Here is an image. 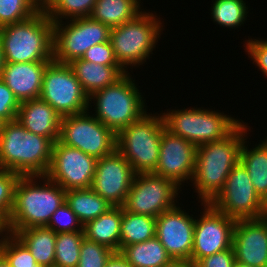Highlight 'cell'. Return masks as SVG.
Masks as SVG:
<instances>
[{"label":"cell","instance_id":"cell-1","mask_svg":"<svg viewBox=\"0 0 267 267\" xmlns=\"http://www.w3.org/2000/svg\"><path fill=\"white\" fill-rule=\"evenodd\" d=\"M243 123L224 139L197 147L192 183L201 202L209 203L218 194L239 162L240 149L248 132Z\"/></svg>","mask_w":267,"mask_h":267},{"label":"cell","instance_id":"cell-2","mask_svg":"<svg viewBox=\"0 0 267 267\" xmlns=\"http://www.w3.org/2000/svg\"><path fill=\"white\" fill-rule=\"evenodd\" d=\"M54 142L27 131L19 121L4 123L0 134V168L20 176H46Z\"/></svg>","mask_w":267,"mask_h":267},{"label":"cell","instance_id":"cell-3","mask_svg":"<svg viewBox=\"0 0 267 267\" xmlns=\"http://www.w3.org/2000/svg\"><path fill=\"white\" fill-rule=\"evenodd\" d=\"M35 178L45 183L39 185ZM65 194L66 191L47 176H20L6 232L14 234L25 228L47 226L52 214L65 202Z\"/></svg>","mask_w":267,"mask_h":267},{"label":"cell","instance_id":"cell-4","mask_svg":"<svg viewBox=\"0 0 267 267\" xmlns=\"http://www.w3.org/2000/svg\"><path fill=\"white\" fill-rule=\"evenodd\" d=\"M0 38L5 62L53 60V22L45 9L24 21L2 26Z\"/></svg>","mask_w":267,"mask_h":267},{"label":"cell","instance_id":"cell-5","mask_svg":"<svg viewBox=\"0 0 267 267\" xmlns=\"http://www.w3.org/2000/svg\"><path fill=\"white\" fill-rule=\"evenodd\" d=\"M163 116L147 113L116 134V149L137 173L154 172L159 160L160 140L165 130Z\"/></svg>","mask_w":267,"mask_h":267},{"label":"cell","instance_id":"cell-6","mask_svg":"<svg viewBox=\"0 0 267 267\" xmlns=\"http://www.w3.org/2000/svg\"><path fill=\"white\" fill-rule=\"evenodd\" d=\"M129 73L114 84L93 93L89 97L96 103L95 118L116 134L131 123L141 119L147 112L138 88Z\"/></svg>","mask_w":267,"mask_h":267},{"label":"cell","instance_id":"cell-7","mask_svg":"<svg viewBox=\"0 0 267 267\" xmlns=\"http://www.w3.org/2000/svg\"><path fill=\"white\" fill-rule=\"evenodd\" d=\"M162 116L167 131L190 141L196 147L224 139L241 123L224 113L195 107L171 110Z\"/></svg>","mask_w":267,"mask_h":267},{"label":"cell","instance_id":"cell-8","mask_svg":"<svg viewBox=\"0 0 267 267\" xmlns=\"http://www.w3.org/2000/svg\"><path fill=\"white\" fill-rule=\"evenodd\" d=\"M157 18L153 13L141 12L134 19L110 30L109 41L115 58L124 69L128 65L146 62L163 29L160 18Z\"/></svg>","mask_w":267,"mask_h":267},{"label":"cell","instance_id":"cell-9","mask_svg":"<svg viewBox=\"0 0 267 267\" xmlns=\"http://www.w3.org/2000/svg\"><path fill=\"white\" fill-rule=\"evenodd\" d=\"M209 204L234 220L267 216V204L255 192L250 176L240 162L233 167L223 188Z\"/></svg>","mask_w":267,"mask_h":267},{"label":"cell","instance_id":"cell-10","mask_svg":"<svg viewBox=\"0 0 267 267\" xmlns=\"http://www.w3.org/2000/svg\"><path fill=\"white\" fill-rule=\"evenodd\" d=\"M61 23H53V60L56 62L69 64L81 59L92 46L109 41L111 29L90 17L70 19L66 26Z\"/></svg>","mask_w":267,"mask_h":267},{"label":"cell","instance_id":"cell-11","mask_svg":"<svg viewBox=\"0 0 267 267\" xmlns=\"http://www.w3.org/2000/svg\"><path fill=\"white\" fill-rule=\"evenodd\" d=\"M40 99L62 117L89 111V97L69 64L50 61L44 71Z\"/></svg>","mask_w":267,"mask_h":267},{"label":"cell","instance_id":"cell-12","mask_svg":"<svg viewBox=\"0 0 267 267\" xmlns=\"http://www.w3.org/2000/svg\"><path fill=\"white\" fill-rule=\"evenodd\" d=\"M116 133L89 112L64 116L59 142L100 159L116 150Z\"/></svg>","mask_w":267,"mask_h":267},{"label":"cell","instance_id":"cell-13","mask_svg":"<svg viewBox=\"0 0 267 267\" xmlns=\"http://www.w3.org/2000/svg\"><path fill=\"white\" fill-rule=\"evenodd\" d=\"M179 186L172 180L151 173L134 176L123 208L133 214L158 217L176 206Z\"/></svg>","mask_w":267,"mask_h":267},{"label":"cell","instance_id":"cell-14","mask_svg":"<svg viewBox=\"0 0 267 267\" xmlns=\"http://www.w3.org/2000/svg\"><path fill=\"white\" fill-rule=\"evenodd\" d=\"M96 162L95 157L56 141L46 176L65 191L88 189L92 186Z\"/></svg>","mask_w":267,"mask_h":267},{"label":"cell","instance_id":"cell-15","mask_svg":"<svg viewBox=\"0 0 267 267\" xmlns=\"http://www.w3.org/2000/svg\"><path fill=\"white\" fill-rule=\"evenodd\" d=\"M204 212L195 221L190 262L195 266L202 258L232 248L236 220L202 202Z\"/></svg>","mask_w":267,"mask_h":267},{"label":"cell","instance_id":"cell-16","mask_svg":"<svg viewBox=\"0 0 267 267\" xmlns=\"http://www.w3.org/2000/svg\"><path fill=\"white\" fill-rule=\"evenodd\" d=\"M135 174L130 163L116 149L97 159L91 188L113 206H123Z\"/></svg>","mask_w":267,"mask_h":267},{"label":"cell","instance_id":"cell-17","mask_svg":"<svg viewBox=\"0 0 267 267\" xmlns=\"http://www.w3.org/2000/svg\"><path fill=\"white\" fill-rule=\"evenodd\" d=\"M196 219L178 206L156 217V237L172 260L190 262Z\"/></svg>","mask_w":267,"mask_h":267},{"label":"cell","instance_id":"cell-18","mask_svg":"<svg viewBox=\"0 0 267 267\" xmlns=\"http://www.w3.org/2000/svg\"><path fill=\"white\" fill-rule=\"evenodd\" d=\"M196 151L197 147L190 141L165 129L160 140L158 164L153 173L174 181L179 187L188 179L192 181Z\"/></svg>","mask_w":267,"mask_h":267},{"label":"cell","instance_id":"cell-19","mask_svg":"<svg viewBox=\"0 0 267 267\" xmlns=\"http://www.w3.org/2000/svg\"><path fill=\"white\" fill-rule=\"evenodd\" d=\"M232 248L236 262L251 267H267V216L236 220Z\"/></svg>","mask_w":267,"mask_h":267},{"label":"cell","instance_id":"cell-20","mask_svg":"<svg viewBox=\"0 0 267 267\" xmlns=\"http://www.w3.org/2000/svg\"><path fill=\"white\" fill-rule=\"evenodd\" d=\"M50 61L5 62L0 78L19 102L40 97L44 71Z\"/></svg>","mask_w":267,"mask_h":267},{"label":"cell","instance_id":"cell-21","mask_svg":"<svg viewBox=\"0 0 267 267\" xmlns=\"http://www.w3.org/2000/svg\"><path fill=\"white\" fill-rule=\"evenodd\" d=\"M16 119L29 132L59 140L62 116L40 98L20 102Z\"/></svg>","mask_w":267,"mask_h":267},{"label":"cell","instance_id":"cell-22","mask_svg":"<svg viewBox=\"0 0 267 267\" xmlns=\"http://www.w3.org/2000/svg\"><path fill=\"white\" fill-rule=\"evenodd\" d=\"M85 94L90 97L93 93L114 84L127 69L122 66H106L94 62L77 59L69 63Z\"/></svg>","mask_w":267,"mask_h":267},{"label":"cell","instance_id":"cell-23","mask_svg":"<svg viewBox=\"0 0 267 267\" xmlns=\"http://www.w3.org/2000/svg\"><path fill=\"white\" fill-rule=\"evenodd\" d=\"M121 221L122 206H113L83 226L84 236L89 241L104 245L114 252H120Z\"/></svg>","mask_w":267,"mask_h":267},{"label":"cell","instance_id":"cell-24","mask_svg":"<svg viewBox=\"0 0 267 267\" xmlns=\"http://www.w3.org/2000/svg\"><path fill=\"white\" fill-rule=\"evenodd\" d=\"M29 249L39 265L54 267L56 235L46 226L30 227L14 233Z\"/></svg>","mask_w":267,"mask_h":267},{"label":"cell","instance_id":"cell-25","mask_svg":"<svg viewBox=\"0 0 267 267\" xmlns=\"http://www.w3.org/2000/svg\"><path fill=\"white\" fill-rule=\"evenodd\" d=\"M244 139L239 162L250 176L255 192L267 204V140L249 150Z\"/></svg>","mask_w":267,"mask_h":267},{"label":"cell","instance_id":"cell-26","mask_svg":"<svg viewBox=\"0 0 267 267\" xmlns=\"http://www.w3.org/2000/svg\"><path fill=\"white\" fill-rule=\"evenodd\" d=\"M140 8V0H97L90 18L112 29L134 19Z\"/></svg>","mask_w":267,"mask_h":267},{"label":"cell","instance_id":"cell-27","mask_svg":"<svg viewBox=\"0 0 267 267\" xmlns=\"http://www.w3.org/2000/svg\"><path fill=\"white\" fill-rule=\"evenodd\" d=\"M65 202L77 215L83 226L113 207L92 188L67 190Z\"/></svg>","mask_w":267,"mask_h":267},{"label":"cell","instance_id":"cell-28","mask_svg":"<svg viewBox=\"0 0 267 267\" xmlns=\"http://www.w3.org/2000/svg\"><path fill=\"white\" fill-rule=\"evenodd\" d=\"M120 254L131 267H162L172 261L156 236L141 243L125 246Z\"/></svg>","mask_w":267,"mask_h":267},{"label":"cell","instance_id":"cell-29","mask_svg":"<svg viewBox=\"0 0 267 267\" xmlns=\"http://www.w3.org/2000/svg\"><path fill=\"white\" fill-rule=\"evenodd\" d=\"M120 251L128 245L137 244L156 236V218L148 215L133 214L122 206L120 228Z\"/></svg>","mask_w":267,"mask_h":267},{"label":"cell","instance_id":"cell-30","mask_svg":"<svg viewBox=\"0 0 267 267\" xmlns=\"http://www.w3.org/2000/svg\"><path fill=\"white\" fill-rule=\"evenodd\" d=\"M84 231L57 233L54 267H77Z\"/></svg>","mask_w":267,"mask_h":267},{"label":"cell","instance_id":"cell-31","mask_svg":"<svg viewBox=\"0 0 267 267\" xmlns=\"http://www.w3.org/2000/svg\"><path fill=\"white\" fill-rule=\"evenodd\" d=\"M96 1L97 0H53L45 8V11L53 23L62 22L63 18L75 19L90 17Z\"/></svg>","mask_w":267,"mask_h":267},{"label":"cell","instance_id":"cell-32","mask_svg":"<svg viewBox=\"0 0 267 267\" xmlns=\"http://www.w3.org/2000/svg\"><path fill=\"white\" fill-rule=\"evenodd\" d=\"M247 9L243 0H215L211 14L213 21L221 27L233 29L244 23L248 13Z\"/></svg>","mask_w":267,"mask_h":267},{"label":"cell","instance_id":"cell-33","mask_svg":"<svg viewBox=\"0 0 267 267\" xmlns=\"http://www.w3.org/2000/svg\"><path fill=\"white\" fill-rule=\"evenodd\" d=\"M0 253L11 267H36L38 265L25 244L15 234L9 232L0 239Z\"/></svg>","mask_w":267,"mask_h":267},{"label":"cell","instance_id":"cell-34","mask_svg":"<svg viewBox=\"0 0 267 267\" xmlns=\"http://www.w3.org/2000/svg\"><path fill=\"white\" fill-rule=\"evenodd\" d=\"M39 10L37 0H0V25L24 21Z\"/></svg>","mask_w":267,"mask_h":267},{"label":"cell","instance_id":"cell-35","mask_svg":"<svg viewBox=\"0 0 267 267\" xmlns=\"http://www.w3.org/2000/svg\"><path fill=\"white\" fill-rule=\"evenodd\" d=\"M20 175L0 168V221L7 226L15 196V186Z\"/></svg>","mask_w":267,"mask_h":267},{"label":"cell","instance_id":"cell-36","mask_svg":"<svg viewBox=\"0 0 267 267\" xmlns=\"http://www.w3.org/2000/svg\"><path fill=\"white\" fill-rule=\"evenodd\" d=\"M113 253L114 251L110 248L84 238L77 267H105Z\"/></svg>","mask_w":267,"mask_h":267},{"label":"cell","instance_id":"cell-37","mask_svg":"<svg viewBox=\"0 0 267 267\" xmlns=\"http://www.w3.org/2000/svg\"><path fill=\"white\" fill-rule=\"evenodd\" d=\"M46 227L55 233L83 231L82 223L66 202L62 203L52 214Z\"/></svg>","mask_w":267,"mask_h":267},{"label":"cell","instance_id":"cell-38","mask_svg":"<svg viewBox=\"0 0 267 267\" xmlns=\"http://www.w3.org/2000/svg\"><path fill=\"white\" fill-rule=\"evenodd\" d=\"M81 59L100 65L121 66L115 58L114 50L110 41L92 46L85 52Z\"/></svg>","mask_w":267,"mask_h":267},{"label":"cell","instance_id":"cell-39","mask_svg":"<svg viewBox=\"0 0 267 267\" xmlns=\"http://www.w3.org/2000/svg\"><path fill=\"white\" fill-rule=\"evenodd\" d=\"M20 102L0 78V118L5 122L16 120Z\"/></svg>","mask_w":267,"mask_h":267},{"label":"cell","instance_id":"cell-40","mask_svg":"<svg viewBox=\"0 0 267 267\" xmlns=\"http://www.w3.org/2000/svg\"><path fill=\"white\" fill-rule=\"evenodd\" d=\"M246 51L253 59L259 69L267 76V40H251L246 41Z\"/></svg>","mask_w":267,"mask_h":267},{"label":"cell","instance_id":"cell-41","mask_svg":"<svg viewBox=\"0 0 267 267\" xmlns=\"http://www.w3.org/2000/svg\"><path fill=\"white\" fill-rule=\"evenodd\" d=\"M236 262L233 248L202 258L194 267H233Z\"/></svg>","mask_w":267,"mask_h":267},{"label":"cell","instance_id":"cell-42","mask_svg":"<svg viewBox=\"0 0 267 267\" xmlns=\"http://www.w3.org/2000/svg\"><path fill=\"white\" fill-rule=\"evenodd\" d=\"M105 267H131L128 261L120 254V252H114L107 260Z\"/></svg>","mask_w":267,"mask_h":267},{"label":"cell","instance_id":"cell-43","mask_svg":"<svg viewBox=\"0 0 267 267\" xmlns=\"http://www.w3.org/2000/svg\"><path fill=\"white\" fill-rule=\"evenodd\" d=\"M162 267H194V265L187 260H172L169 264Z\"/></svg>","mask_w":267,"mask_h":267},{"label":"cell","instance_id":"cell-44","mask_svg":"<svg viewBox=\"0 0 267 267\" xmlns=\"http://www.w3.org/2000/svg\"><path fill=\"white\" fill-rule=\"evenodd\" d=\"M4 64H5V61H4V55H3V46H2V41L0 38V74H1Z\"/></svg>","mask_w":267,"mask_h":267},{"label":"cell","instance_id":"cell-45","mask_svg":"<svg viewBox=\"0 0 267 267\" xmlns=\"http://www.w3.org/2000/svg\"><path fill=\"white\" fill-rule=\"evenodd\" d=\"M53 0H37L40 9H45Z\"/></svg>","mask_w":267,"mask_h":267},{"label":"cell","instance_id":"cell-46","mask_svg":"<svg viewBox=\"0 0 267 267\" xmlns=\"http://www.w3.org/2000/svg\"><path fill=\"white\" fill-rule=\"evenodd\" d=\"M0 267H11L5 257L0 253Z\"/></svg>","mask_w":267,"mask_h":267},{"label":"cell","instance_id":"cell-47","mask_svg":"<svg viewBox=\"0 0 267 267\" xmlns=\"http://www.w3.org/2000/svg\"><path fill=\"white\" fill-rule=\"evenodd\" d=\"M6 234V226L0 221V234Z\"/></svg>","mask_w":267,"mask_h":267},{"label":"cell","instance_id":"cell-48","mask_svg":"<svg viewBox=\"0 0 267 267\" xmlns=\"http://www.w3.org/2000/svg\"><path fill=\"white\" fill-rule=\"evenodd\" d=\"M233 267H251V266L243 265V264H240V263H238V262H235V264H234Z\"/></svg>","mask_w":267,"mask_h":267},{"label":"cell","instance_id":"cell-49","mask_svg":"<svg viewBox=\"0 0 267 267\" xmlns=\"http://www.w3.org/2000/svg\"><path fill=\"white\" fill-rule=\"evenodd\" d=\"M5 121L0 118V134L2 132Z\"/></svg>","mask_w":267,"mask_h":267},{"label":"cell","instance_id":"cell-50","mask_svg":"<svg viewBox=\"0 0 267 267\" xmlns=\"http://www.w3.org/2000/svg\"><path fill=\"white\" fill-rule=\"evenodd\" d=\"M36 267H45V266H43V265H39V264H38Z\"/></svg>","mask_w":267,"mask_h":267}]
</instances>
